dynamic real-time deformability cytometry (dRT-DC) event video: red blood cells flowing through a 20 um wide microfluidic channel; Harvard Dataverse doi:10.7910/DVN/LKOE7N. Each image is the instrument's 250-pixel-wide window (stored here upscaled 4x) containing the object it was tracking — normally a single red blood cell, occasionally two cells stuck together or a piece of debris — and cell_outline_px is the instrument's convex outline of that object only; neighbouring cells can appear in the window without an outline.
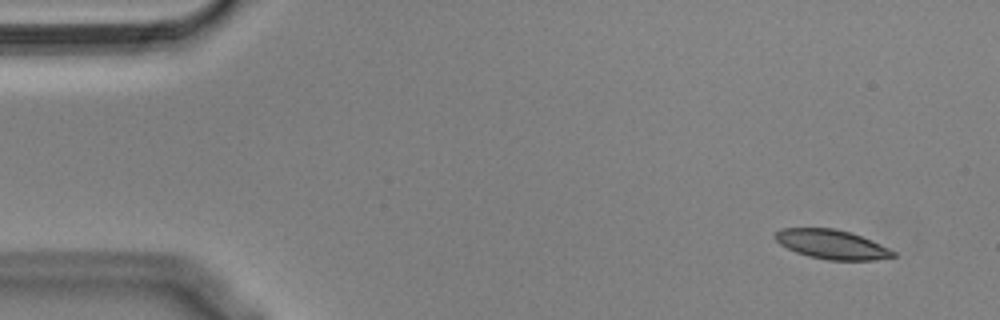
{"species": "Egyptian fruit bat (a non-hibernating species)", "species_latin": "Rousettus aegyptiacus", "temperature_condition": "cold", "stored_images_in_passage": 53, "camera_frame_rate_fps": 3000, "um_per_image_px": 0.085, "animal": {"sex": "male"}, "frame": {"image": 1, "passage_image": 1, "time_ms": 0.0, "image_size_px": [1000, 320], "cell_outline_px": [[896, 256], [876, 260], [828, 260], [808, 256], [796, 252], [780, 244], [772, 236], [780, 228], [836, 228], [852, 232], [896, 252]], "centroid_in_image_um": [70.67, 20.76], "position_along_channel_um": 14.3, "area_um2": 20.11}}
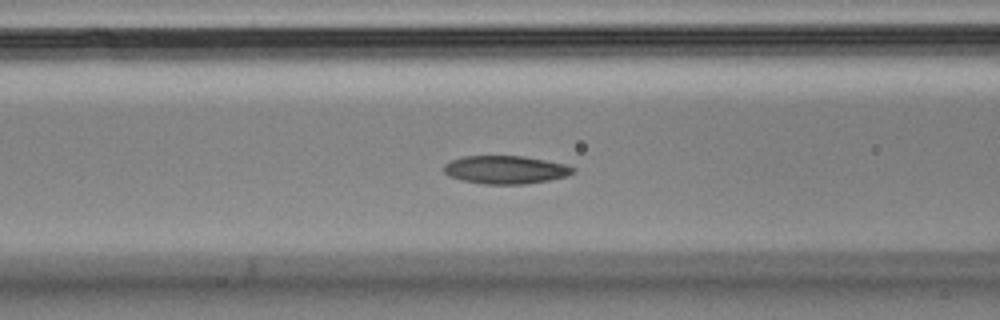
{"frame": {"image": 2, "passage_image": 19, "time_ms": 6.0, "image_size_px": [1000, 320], "cell_outline_px": [[576, 172], [564, 176], [548, 180], [528, 184], [484, 184], [460, 180], [448, 176], [444, 172], [444, 164], [452, 160], [464, 156], [524, 156], [564, 164], [576, 168]], "centroid_in_image_um": [42.95, 14.43], "position_along_channel_um": 123.7, "area_um2": 21.15}}
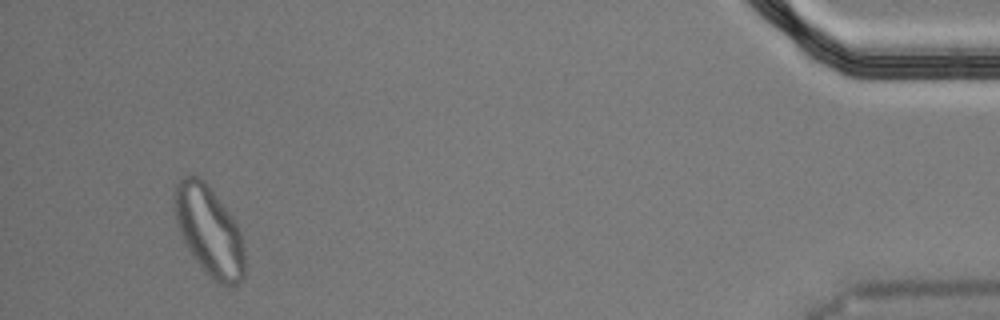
{"frame": {"image": 3, "passage_image": 50, "time_ms": 16.333, "image_size_px": [1000, 320], "cell_outline_px": [[244, 276], [236, 284], [220, 284], [212, 280], [204, 272], [188, 248], [176, 224], [176, 184], [184, 176], [192, 172], [200, 176], [204, 180], [232, 216], [240, 232], [244, 248]], "centroid_in_image_um": [17.79, 19.62], "position_along_channel_um": 417.4, "area_um2": 36.18}, "authors_computed_cell_mechanics": {"area_um2": 21.2704, "velocity_mm_per_s": 3.5476, "shape_relaxation_time_tau1_ms": 4.0202, "shape_relaxation_time_tau2_ms": 3.5833, "deformation_change_tau1": 0.1249, "deformation_change_tau2": 0.0688}}